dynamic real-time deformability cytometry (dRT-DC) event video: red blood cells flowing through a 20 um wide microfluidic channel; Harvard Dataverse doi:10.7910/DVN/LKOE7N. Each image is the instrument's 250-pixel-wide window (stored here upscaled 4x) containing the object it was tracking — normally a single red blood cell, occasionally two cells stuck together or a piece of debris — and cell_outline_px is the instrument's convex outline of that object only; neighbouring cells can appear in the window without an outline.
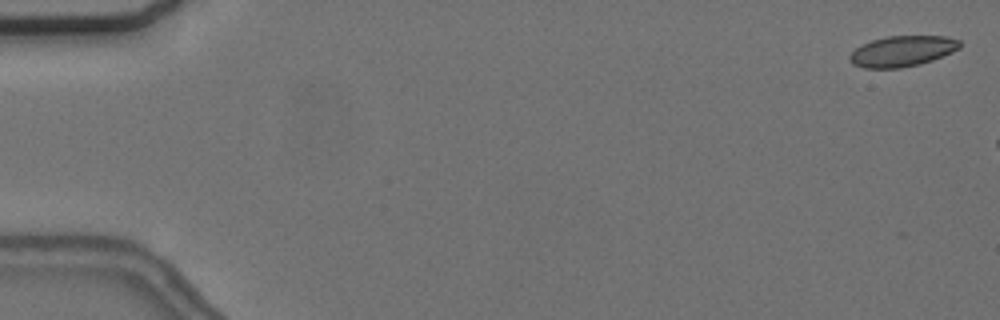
{"species": "common noctule bat (a hibernating species)", "species_latin": "Nyctalus noctula", "temperature_condition": "cold", "stored_images_in_passage": 5, "camera_frame_rate_fps": 3000, "um_per_image_px": 0.085, "animal": {"sex": "female", "body_mass_g": 24.6, "forearm_length_mm": 56.2}, "frame": {"image": 1, "passage_image": 1, "time_ms": 0.0, "image_size_px": [1000, 320], "cell_outline_px": [[960, 48], [952, 52], [932, 60], [920, 64], [900, 68], [864, 68], [852, 64], [848, 60], [848, 56], [856, 48], [872, 40], [888, 36], [948, 36], [960, 40]], "centroid_in_image_um": [76.69, 4.35], "position_along_channel_um": 8.3, "area_um2": 19.71}}